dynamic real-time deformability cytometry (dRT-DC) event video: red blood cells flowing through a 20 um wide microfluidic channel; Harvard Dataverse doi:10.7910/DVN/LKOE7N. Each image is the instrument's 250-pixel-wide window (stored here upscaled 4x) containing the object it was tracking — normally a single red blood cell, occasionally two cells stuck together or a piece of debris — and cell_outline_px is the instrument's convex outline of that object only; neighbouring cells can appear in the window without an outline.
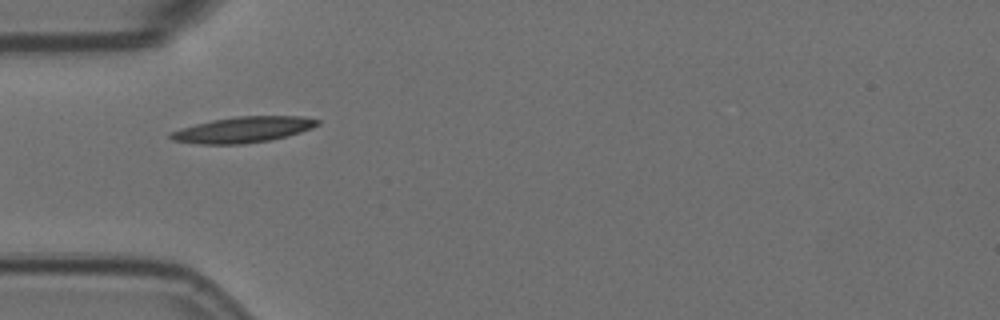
{"species": "Egyptian fruit bat (a non-hibernating species)", "species_latin": "Rousettus aegyptiacus", "temperature_condition": "room temperature", "stored_images_in_passage": 40, "camera_frame_rate_fps": 3000, "um_per_image_px": 0.085, "animal": {"sex": "female"}, "frame": {"image": 1, "passage_image": 1, "time_ms": 0.0, "image_size_px": [1000, 320], "cell_outline_px": [[320, 124], [312, 128], [300, 132], [268, 140], [240, 144], [200, 144], [172, 140], [168, 136], [168, 132], [180, 128], [212, 120], [236, 116], [300, 116], [320, 120]], "centroid_in_image_um": [20.62, 11.01], "position_along_channel_um": 64.4, "area_um2": 21.96}}
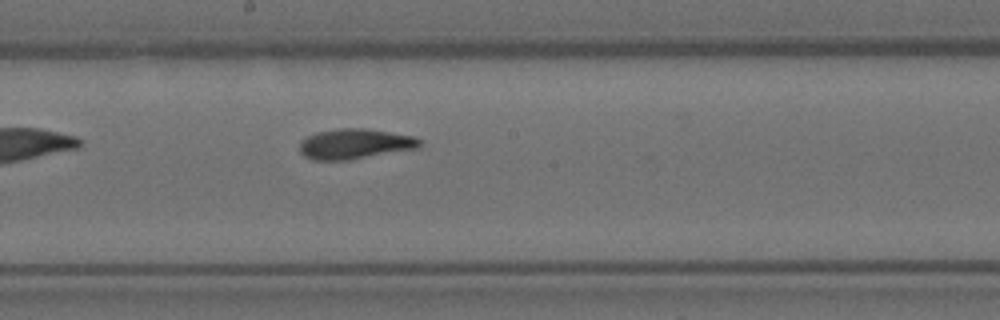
{"frame": {"image": 2, "passage_image": 14, "time_ms": 4.333, "image_size_px": [1000, 320], "cell_outline_px": [[424, 144], [420, 148], [348, 160], [312, 160], [304, 156], [300, 152], [300, 140], [316, 132], [336, 128], [364, 128], [416, 136]], "centroid_in_image_um": [30.19, 12.23], "position_along_channel_um": 218.0, "area_um2": 21.44}}
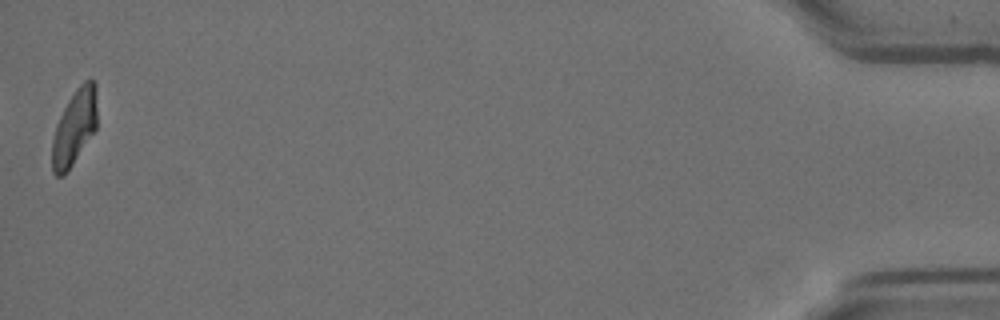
{"frame": {"image": 3, "passage_image": 40, "time_ms": 13.0, "image_size_px": [1000, 320], "cell_outline_px": [[96, 128], [64, 176], [56, 176], [52, 172], [52, 140], [56, 124], [68, 100], [76, 88], [84, 80], [92, 80], [96, 84]], "centroid_in_image_um": [6.31, 10.82], "position_along_channel_um": 428.9, "area_um2": 19.54}, "authors_computed_cell_mechanics": {"area_um2": 20.8369, "velocity_mm_per_s": 3.5546, "shape_relaxation_time_tau1_ms": 5.1552, "shape_relaxation_time_tau2_ms": 2.6208, "deformation_change_tau1": 0.1983, "deformation_change_tau2": 0.0936}}